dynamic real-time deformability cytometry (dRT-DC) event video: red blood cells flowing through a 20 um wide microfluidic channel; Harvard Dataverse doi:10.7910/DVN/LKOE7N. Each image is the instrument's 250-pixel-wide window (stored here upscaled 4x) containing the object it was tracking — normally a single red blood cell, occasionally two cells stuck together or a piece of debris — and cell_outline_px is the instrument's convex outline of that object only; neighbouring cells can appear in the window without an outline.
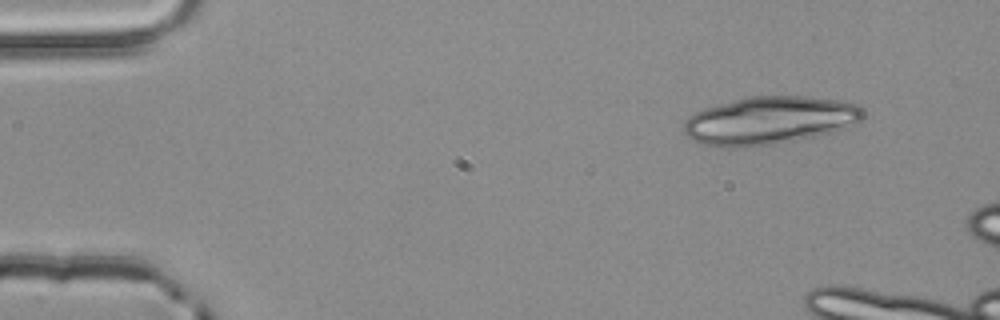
{"species": "common noctule bat (a hibernating species)", "species_latin": "Nyctalus noctula", "temperature_condition": "room temperature", "stored_images_in_passage": 2, "camera_frame_rate_fps": 3000, "um_per_image_px": 0.085, "animal": {"sex": "male", "body_mass_g": 20.4}, "frame": {"image": 1, "passage_image": 1, "time_ms": 0.0, "image_size_px": [1000, 320], "cell_outline_px": [[864, 116], [860, 120], [840, 128], [828, 132], [812, 136], [772, 144], [732, 148], [728, 148], [704, 144], [692, 140], [684, 132], [684, 124], [688, 116], [704, 108], [748, 96], [804, 96], [840, 100], [856, 104], [864, 112]], "centroid_in_image_um": [65.35, 10.22], "position_along_channel_um": 19.7, "area_um2": 49.3}}